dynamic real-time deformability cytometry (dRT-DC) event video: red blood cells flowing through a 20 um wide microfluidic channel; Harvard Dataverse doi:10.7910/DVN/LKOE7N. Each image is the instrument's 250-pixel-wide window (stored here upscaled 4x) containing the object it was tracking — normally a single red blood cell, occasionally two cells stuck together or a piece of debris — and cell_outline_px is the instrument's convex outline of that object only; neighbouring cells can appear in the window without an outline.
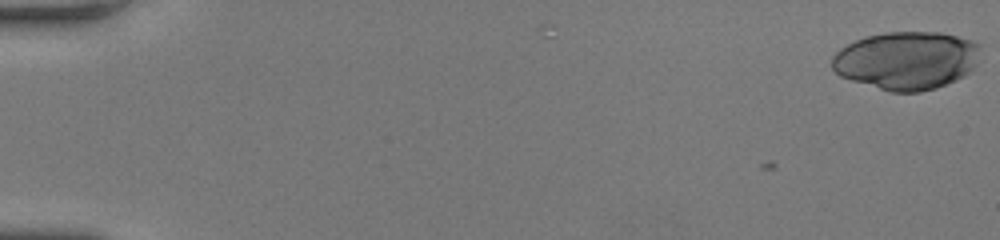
{"species": "human", "species_latin": "Homo sapiens", "temperature_condition": "room temperature", "stored_images_in_passage": 55, "camera_frame_rate_fps": 3000, "um_per_image_px": 0.085, "donor": {"sex": "female"}, "frame": {"image": 1, "passage_image": 1, "time_ms": 0.0, "image_size_px": [1000, 240], "cell_outline_px": [[984, 44], [976, 64], [964, 76], [956, 80], [936, 88], [920, 92], [892, 92], [852, 80], [840, 76], [832, 68], [832, 56], [840, 48], [864, 36], [884, 32], [940, 32], [972, 40]], "centroid_in_image_um": [77.09, 5.12], "position_along_channel_um": 7.9, "area_um2": 50.52}}
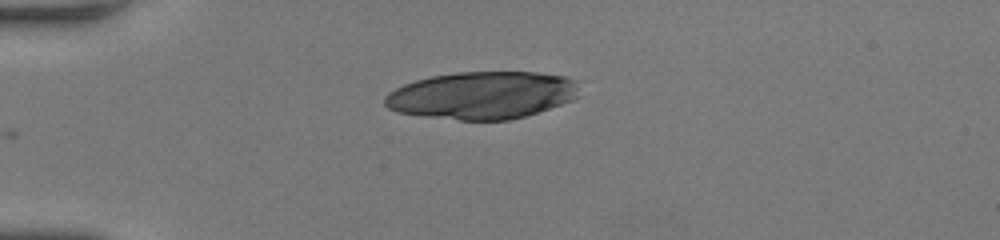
{"frame": {"image": 2, "passage_image": 16, "time_ms": 5.0, "image_size_px": [1000, 240], "cell_outline_px": [[580, 96], [572, 100], [524, 116], [508, 120], [460, 120], [396, 112], [388, 108], [384, 104], [384, 96], [388, 92], [404, 84], [416, 80], [432, 76], [456, 72], [536, 72], [564, 76], [576, 80]], "centroid_in_image_um": [40.98, 8.09], "position_along_channel_um": 44.0, "area_um2": 53.7}}